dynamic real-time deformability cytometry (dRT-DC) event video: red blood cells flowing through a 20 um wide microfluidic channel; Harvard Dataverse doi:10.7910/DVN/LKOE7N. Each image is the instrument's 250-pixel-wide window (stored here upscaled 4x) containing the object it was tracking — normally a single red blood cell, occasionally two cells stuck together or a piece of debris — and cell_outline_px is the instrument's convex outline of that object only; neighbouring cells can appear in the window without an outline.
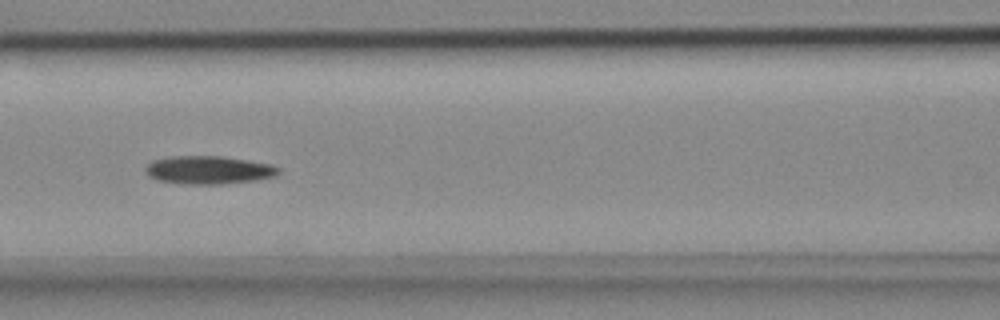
{"species": "common noctule bat (a hibernating species)", "species_latin": "Nyctalus noctula", "temperature_condition": "cold", "stored_images_in_passage": 9, "camera_frame_rate_fps": 3000, "um_per_image_px": 0.085, "animal": {"sex": "female", "body_mass_g": 18.4}, "frame": {"image": 1, "passage_image": 7, "time_ms": 2.0, "image_size_px": [1000, 320], "cell_outline_px": [[280, 172], [276, 176], [256, 180], [224, 184], [180, 184], [156, 180], [148, 176], [144, 172], [144, 168], [152, 160], [172, 156], [220, 156], [268, 164], [280, 168]], "centroid_in_image_um": [17.67, 14.46], "position_along_channel_um": 148.9, "area_um2": 21.91}}
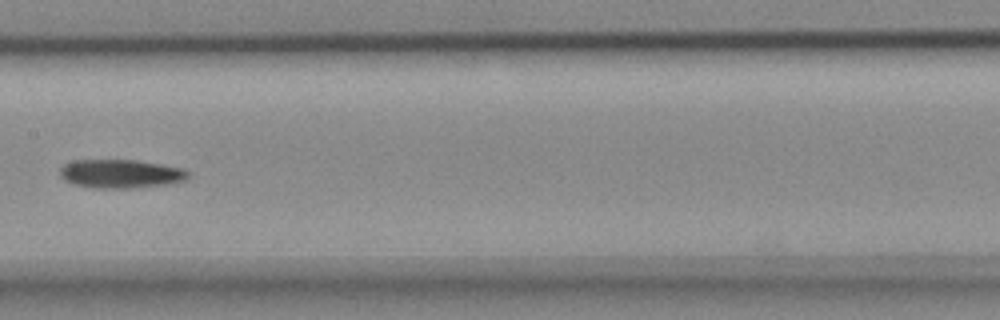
{"frame": {"image": 2, "passage_image": 8, "time_ms": 2.333, "image_size_px": [1000, 320], "cell_outline_px": [[188, 180], [168, 184], [128, 188], [96, 188], [72, 184], [64, 180], [60, 176], [60, 168], [64, 164], [76, 160], [136, 160], [184, 168], [188, 172]], "centroid_in_image_um": [10.26, 14.77], "position_along_channel_um": 197.1, "area_um2": 21.44}}
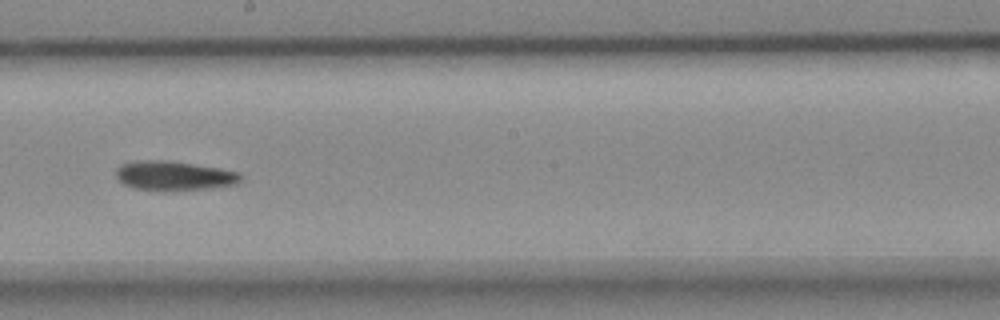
{"frame": {"image": 3, "passage_image": 9, "time_ms": 2.667, "image_size_px": [1000, 320], "cell_outline_px": [[244, 176], [236, 184], [208, 188], [168, 192], [160, 192], [132, 188], [124, 184], [116, 176], [116, 168], [120, 164], [136, 160], [160, 160], [192, 164], [220, 168], [240, 172]], "centroid_in_image_um": [14.77, 14.96], "position_along_channel_um": 233.4, "area_um2": 21.73}}